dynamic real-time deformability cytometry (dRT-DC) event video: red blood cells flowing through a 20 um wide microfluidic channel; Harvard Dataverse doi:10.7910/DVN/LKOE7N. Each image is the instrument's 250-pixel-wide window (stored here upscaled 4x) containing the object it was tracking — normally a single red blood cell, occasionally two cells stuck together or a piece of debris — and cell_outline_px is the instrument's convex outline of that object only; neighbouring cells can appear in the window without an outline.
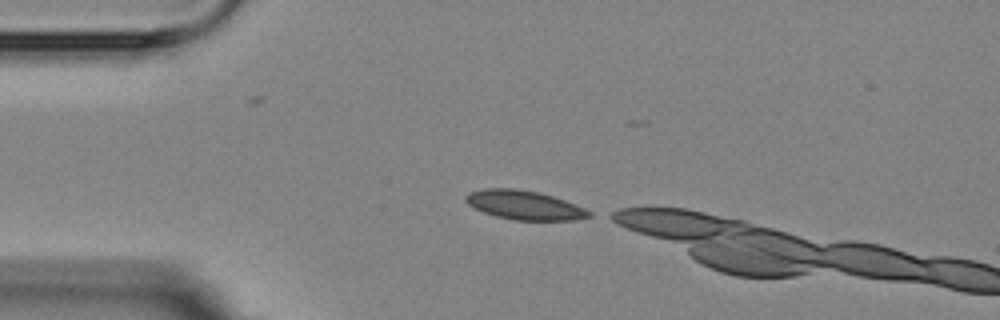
{"species": "Egyptian fruit bat (a non-hibernating species)", "species_latin": "Rousettus aegyptiacus", "temperature_condition": "room temperature", "stored_images_in_passage": 2, "camera_frame_rate_fps": 3000, "um_per_image_px": 0.085, "animal": {"sex": "female"}, "frame": {"image": 1, "passage_image": 2, "time_ms": 1.333, "image_size_px": [1000, 320], "cell_outline_px": [[592, 216], [572, 220], [516, 220], [496, 216], [484, 212], [468, 204], [464, 200], [464, 196], [468, 192], [484, 188], [516, 188], [540, 192], [564, 200], [584, 208], [592, 212]], "centroid_in_image_um": [44.55, 17.42], "position_along_channel_um": 40.5, "area_um2": 20.87}}